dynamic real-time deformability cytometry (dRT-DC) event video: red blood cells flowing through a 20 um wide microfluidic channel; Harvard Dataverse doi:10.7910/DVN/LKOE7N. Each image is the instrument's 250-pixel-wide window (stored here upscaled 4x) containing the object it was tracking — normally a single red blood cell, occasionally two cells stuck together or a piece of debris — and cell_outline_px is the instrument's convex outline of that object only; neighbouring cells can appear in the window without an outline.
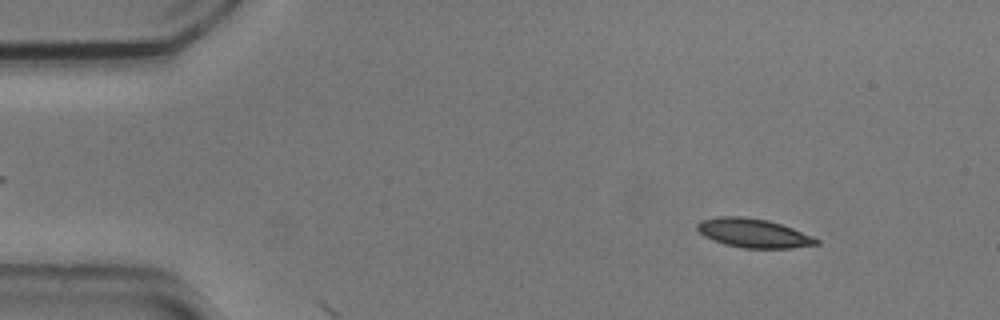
{"species": "common noctule bat (a hibernating species)", "species_latin": "Nyctalus noctula", "temperature_condition": "cold", "stored_images_in_passage": 4, "camera_frame_rate_fps": 3000, "um_per_image_px": 0.085, "animal": {"sex": "male", "body_mass_g": 20.5, "forearm_length_mm": 52.5}, "frame": {"image": 1, "passage_image": 1, "time_ms": 0.0, "image_size_px": [1000, 320], "cell_outline_px": [[820, 244], [788, 248], [744, 248], [724, 244], [704, 236], [696, 228], [696, 224], [700, 220], [720, 216], [744, 216], [768, 220], [792, 228], [812, 236], [820, 240]], "centroid_in_image_um": [64.03, 19.81], "position_along_channel_um": 21.0, "area_um2": 20.06}}
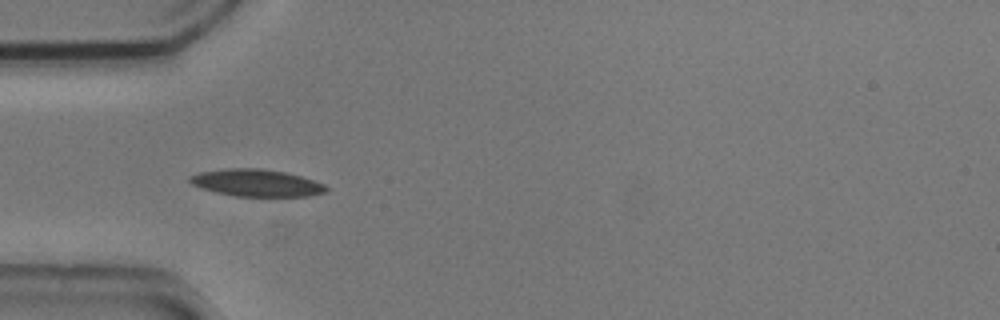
{"frame": {"image": 2, "passage_image": 3, "time_ms": 0.667, "image_size_px": [1000, 320], "cell_outline_px": [[328, 192], [308, 196], [236, 196], [216, 192], [192, 184], [188, 180], [188, 176], [200, 172], [228, 168], [260, 168], [284, 172], [300, 176], [324, 184], [328, 188]], "centroid_in_image_um": [21.81, 15.54], "position_along_channel_um": 63.2, "area_um2": 21.39}}